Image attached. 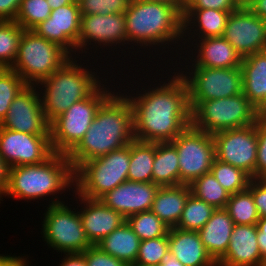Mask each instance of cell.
Instances as JSON below:
<instances>
[{"label":"cell","instance_id":"cell-1","mask_svg":"<svg viewBox=\"0 0 266 266\" xmlns=\"http://www.w3.org/2000/svg\"><path fill=\"white\" fill-rule=\"evenodd\" d=\"M127 97L133 110L135 140L172 142L191 125L188 87L180 72L160 87Z\"/></svg>","mask_w":266,"mask_h":266},{"label":"cell","instance_id":"cell-45","mask_svg":"<svg viewBox=\"0 0 266 266\" xmlns=\"http://www.w3.org/2000/svg\"><path fill=\"white\" fill-rule=\"evenodd\" d=\"M21 1L0 0V18L2 20H15Z\"/></svg>","mask_w":266,"mask_h":266},{"label":"cell","instance_id":"cell-41","mask_svg":"<svg viewBox=\"0 0 266 266\" xmlns=\"http://www.w3.org/2000/svg\"><path fill=\"white\" fill-rule=\"evenodd\" d=\"M257 130V162L254 179H266V118L260 114L255 122Z\"/></svg>","mask_w":266,"mask_h":266},{"label":"cell","instance_id":"cell-42","mask_svg":"<svg viewBox=\"0 0 266 266\" xmlns=\"http://www.w3.org/2000/svg\"><path fill=\"white\" fill-rule=\"evenodd\" d=\"M87 266H128L124 261L103 252L97 246H91L82 253Z\"/></svg>","mask_w":266,"mask_h":266},{"label":"cell","instance_id":"cell-51","mask_svg":"<svg viewBox=\"0 0 266 266\" xmlns=\"http://www.w3.org/2000/svg\"><path fill=\"white\" fill-rule=\"evenodd\" d=\"M160 266H184V265L169 253L167 257L161 262Z\"/></svg>","mask_w":266,"mask_h":266},{"label":"cell","instance_id":"cell-32","mask_svg":"<svg viewBox=\"0 0 266 266\" xmlns=\"http://www.w3.org/2000/svg\"><path fill=\"white\" fill-rule=\"evenodd\" d=\"M224 209L235 225H256L260 218L254 204L253 195L248 189L230 195Z\"/></svg>","mask_w":266,"mask_h":266},{"label":"cell","instance_id":"cell-23","mask_svg":"<svg viewBox=\"0 0 266 266\" xmlns=\"http://www.w3.org/2000/svg\"><path fill=\"white\" fill-rule=\"evenodd\" d=\"M243 94L261 114L266 109V50L242 59Z\"/></svg>","mask_w":266,"mask_h":266},{"label":"cell","instance_id":"cell-15","mask_svg":"<svg viewBox=\"0 0 266 266\" xmlns=\"http://www.w3.org/2000/svg\"><path fill=\"white\" fill-rule=\"evenodd\" d=\"M36 87L26 85L19 92L0 127L34 135H50V123L44 115L41 95L36 92Z\"/></svg>","mask_w":266,"mask_h":266},{"label":"cell","instance_id":"cell-34","mask_svg":"<svg viewBox=\"0 0 266 266\" xmlns=\"http://www.w3.org/2000/svg\"><path fill=\"white\" fill-rule=\"evenodd\" d=\"M216 209L203 200L190 194L176 228L199 231Z\"/></svg>","mask_w":266,"mask_h":266},{"label":"cell","instance_id":"cell-30","mask_svg":"<svg viewBox=\"0 0 266 266\" xmlns=\"http://www.w3.org/2000/svg\"><path fill=\"white\" fill-rule=\"evenodd\" d=\"M156 143L133 140L130 143L128 181L152 182Z\"/></svg>","mask_w":266,"mask_h":266},{"label":"cell","instance_id":"cell-47","mask_svg":"<svg viewBox=\"0 0 266 266\" xmlns=\"http://www.w3.org/2000/svg\"><path fill=\"white\" fill-rule=\"evenodd\" d=\"M60 266H87L85 257L82 253L66 254Z\"/></svg>","mask_w":266,"mask_h":266},{"label":"cell","instance_id":"cell-35","mask_svg":"<svg viewBox=\"0 0 266 266\" xmlns=\"http://www.w3.org/2000/svg\"><path fill=\"white\" fill-rule=\"evenodd\" d=\"M24 30L15 20L0 23V65L4 68L13 66Z\"/></svg>","mask_w":266,"mask_h":266},{"label":"cell","instance_id":"cell-19","mask_svg":"<svg viewBox=\"0 0 266 266\" xmlns=\"http://www.w3.org/2000/svg\"><path fill=\"white\" fill-rule=\"evenodd\" d=\"M91 41L100 46H102L101 43L103 46L108 45V47L110 44L119 45L121 42L122 45L126 44L125 15L123 13L81 15L79 50Z\"/></svg>","mask_w":266,"mask_h":266},{"label":"cell","instance_id":"cell-20","mask_svg":"<svg viewBox=\"0 0 266 266\" xmlns=\"http://www.w3.org/2000/svg\"><path fill=\"white\" fill-rule=\"evenodd\" d=\"M85 207L79 215L85 235L92 246H97L106 236L126 222V218L106 206L99 199H89L78 195Z\"/></svg>","mask_w":266,"mask_h":266},{"label":"cell","instance_id":"cell-5","mask_svg":"<svg viewBox=\"0 0 266 266\" xmlns=\"http://www.w3.org/2000/svg\"><path fill=\"white\" fill-rule=\"evenodd\" d=\"M81 67L82 65H78L72 57L59 70L39 83L45 88L41 104L49 123L75 102L88 98L101 86L95 72Z\"/></svg>","mask_w":266,"mask_h":266},{"label":"cell","instance_id":"cell-13","mask_svg":"<svg viewBox=\"0 0 266 266\" xmlns=\"http://www.w3.org/2000/svg\"><path fill=\"white\" fill-rule=\"evenodd\" d=\"M212 136L216 159L240 168L254 178L258 148L256 125L222 130Z\"/></svg>","mask_w":266,"mask_h":266},{"label":"cell","instance_id":"cell-28","mask_svg":"<svg viewBox=\"0 0 266 266\" xmlns=\"http://www.w3.org/2000/svg\"><path fill=\"white\" fill-rule=\"evenodd\" d=\"M230 13L229 11L214 9H183V33H188L186 30L192 29L197 25V31L199 30L196 34L197 36L199 34L197 39L223 36Z\"/></svg>","mask_w":266,"mask_h":266},{"label":"cell","instance_id":"cell-46","mask_svg":"<svg viewBox=\"0 0 266 266\" xmlns=\"http://www.w3.org/2000/svg\"><path fill=\"white\" fill-rule=\"evenodd\" d=\"M258 233H257V240L259 250L261 252L262 258H266V217L259 218L258 222L256 223Z\"/></svg>","mask_w":266,"mask_h":266},{"label":"cell","instance_id":"cell-31","mask_svg":"<svg viewBox=\"0 0 266 266\" xmlns=\"http://www.w3.org/2000/svg\"><path fill=\"white\" fill-rule=\"evenodd\" d=\"M191 194L215 209H223L230 194L219 184L211 172L195 179L190 185Z\"/></svg>","mask_w":266,"mask_h":266},{"label":"cell","instance_id":"cell-59","mask_svg":"<svg viewBox=\"0 0 266 266\" xmlns=\"http://www.w3.org/2000/svg\"><path fill=\"white\" fill-rule=\"evenodd\" d=\"M74 1L79 4L82 0H74Z\"/></svg>","mask_w":266,"mask_h":266},{"label":"cell","instance_id":"cell-38","mask_svg":"<svg viewBox=\"0 0 266 266\" xmlns=\"http://www.w3.org/2000/svg\"><path fill=\"white\" fill-rule=\"evenodd\" d=\"M26 85L21 76L10 68H5L0 73V123L15 97Z\"/></svg>","mask_w":266,"mask_h":266},{"label":"cell","instance_id":"cell-40","mask_svg":"<svg viewBox=\"0 0 266 266\" xmlns=\"http://www.w3.org/2000/svg\"><path fill=\"white\" fill-rule=\"evenodd\" d=\"M130 0H82L80 5L81 15L112 13H125Z\"/></svg>","mask_w":266,"mask_h":266},{"label":"cell","instance_id":"cell-37","mask_svg":"<svg viewBox=\"0 0 266 266\" xmlns=\"http://www.w3.org/2000/svg\"><path fill=\"white\" fill-rule=\"evenodd\" d=\"M47 0H22L15 21L25 30H32L51 14Z\"/></svg>","mask_w":266,"mask_h":266},{"label":"cell","instance_id":"cell-9","mask_svg":"<svg viewBox=\"0 0 266 266\" xmlns=\"http://www.w3.org/2000/svg\"><path fill=\"white\" fill-rule=\"evenodd\" d=\"M106 89L99 86L88 98L75 102L50 123L54 153L68 155L79 144L93 122L99 106L111 94L109 89Z\"/></svg>","mask_w":266,"mask_h":266},{"label":"cell","instance_id":"cell-7","mask_svg":"<svg viewBox=\"0 0 266 266\" xmlns=\"http://www.w3.org/2000/svg\"><path fill=\"white\" fill-rule=\"evenodd\" d=\"M70 58L56 43L38 36L33 30H24L16 60L10 69L17 72L27 85L40 86L42 80L59 70Z\"/></svg>","mask_w":266,"mask_h":266},{"label":"cell","instance_id":"cell-44","mask_svg":"<svg viewBox=\"0 0 266 266\" xmlns=\"http://www.w3.org/2000/svg\"><path fill=\"white\" fill-rule=\"evenodd\" d=\"M248 190L253 195L259 217H266V179L252 178Z\"/></svg>","mask_w":266,"mask_h":266},{"label":"cell","instance_id":"cell-58","mask_svg":"<svg viewBox=\"0 0 266 266\" xmlns=\"http://www.w3.org/2000/svg\"><path fill=\"white\" fill-rule=\"evenodd\" d=\"M5 68L0 65V73L4 70Z\"/></svg>","mask_w":266,"mask_h":266},{"label":"cell","instance_id":"cell-11","mask_svg":"<svg viewBox=\"0 0 266 266\" xmlns=\"http://www.w3.org/2000/svg\"><path fill=\"white\" fill-rule=\"evenodd\" d=\"M171 143L178 152L180 184L190 185L210 172L216 158L212 134L190 125Z\"/></svg>","mask_w":266,"mask_h":266},{"label":"cell","instance_id":"cell-27","mask_svg":"<svg viewBox=\"0 0 266 266\" xmlns=\"http://www.w3.org/2000/svg\"><path fill=\"white\" fill-rule=\"evenodd\" d=\"M140 242L141 240L126 221L106 236L97 247L129 266L136 262Z\"/></svg>","mask_w":266,"mask_h":266},{"label":"cell","instance_id":"cell-56","mask_svg":"<svg viewBox=\"0 0 266 266\" xmlns=\"http://www.w3.org/2000/svg\"><path fill=\"white\" fill-rule=\"evenodd\" d=\"M129 266H155V265H141V264L134 263Z\"/></svg>","mask_w":266,"mask_h":266},{"label":"cell","instance_id":"cell-16","mask_svg":"<svg viewBox=\"0 0 266 266\" xmlns=\"http://www.w3.org/2000/svg\"><path fill=\"white\" fill-rule=\"evenodd\" d=\"M223 37L242 58L266 50V21L248 7L230 13Z\"/></svg>","mask_w":266,"mask_h":266},{"label":"cell","instance_id":"cell-10","mask_svg":"<svg viewBox=\"0 0 266 266\" xmlns=\"http://www.w3.org/2000/svg\"><path fill=\"white\" fill-rule=\"evenodd\" d=\"M51 202L42 226L45 241L64 254L83 253L92 245L85 235L79 212L71 211L62 201Z\"/></svg>","mask_w":266,"mask_h":266},{"label":"cell","instance_id":"cell-26","mask_svg":"<svg viewBox=\"0 0 266 266\" xmlns=\"http://www.w3.org/2000/svg\"><path fill=\"white\" fill-rule=\"evenodd\" d=\"M190 194L189 185L160 186L150 211L169 228L176 227Z\"/></svg>","mask_w":266,"mask_h":266},{"label":"cell","instance_id":"cell-36","mask_svg":"<svg viewBox=\"0 0 266 266\" xmlns=\"http://www.w3.org/2000/svg\"><path fill=\"white\" fill-rule=\"evenodd\" d=\"M141 241L168 236L169 227L153 212H140L126 219Z\"/></svg>","mask_w":266,"mask_h":266},{"label":"cell","instance_id":"cell-49","mask_svg":"<svg viewBox=\"0 0 266 266\" xmlns=\"http://www.w3.org/2000/svg\"><path fill=\"white\" fill-rule=\"evenodd\" d=\"M8 166L2 161L0 157V200L5 194L8 183Z\"/></svg>","mask_w":266,"mask_h":266},{"label":"cell","instance_id":"cell-39","mask_svg":"<svg viewBox=\"0 0 266 266\" xmlns=\"http://www.w3.org/2000/svg\"><path fill=\"white\" fill-rule=\"evenodd\" d=\"M169 254L168 236L147 239L140 242L137 264L160 266Z\"/></svg>","mask_w":266,"mask_h":266},{"label":"cell","instance_id":"cell-12","mask_svg":"<svg viewBox=\"0 0 266 266\" xmlns=\"http://www.w3.org/2000/svg\"><path fill=\"white\" fill-rule=\"evenodd\" d=\"M192 68L190 76L181 72L188 87L191 110L200 101L215 100L243 93L241 67L204 68L194 65Z\"/></svg>","mask_w":266,"mask_h":266},{"label":"cell","instance_id":"cell-53","mask_svg":"<svg viewBox=\"0 0 266 266\" xmlns=\"http://www.w3.org/2000/svg\"><path fill=\"white\" fill-rule=\"evenodd\" d=\"M130 1H135V0H130ZM145 1L161 2V3L176 5L181 11H183L185 3V0H145Z\"/></svg>","mask_w":266,"mask_h":266},{"label":"cell","instance_id":"cell-25","mask_svg":"<svg viewBox=\"0 0 266 266\" xmlns=\"http://www.w3.org/2000/svg\"><path fill=\"white\" fill-rule=\"evenodd\" d=\"M198 41L200 44L196 43L197 46H195L199 47L198 55L192 66L204 68H236L241 66L243 58L223 36L203 38Z\"/></svg>","mask_w":266,"mask_h":266},{"label":"cell","instance_id":"cell-60","mask_svg":"<svg viewBox=\"0 0 266 266\" xmlns=\"http://www.w3.org/2000/svg\"><path fill=\"white\" fill-rule=\"evenodd\" d=\"M263 266H266V258L264 259V263H263Z\"/></svg>","mask_w":266,"mask_h":266},{"label":"cell","instance_id":"cell-50","mask_svg":"<svg viewBox=\"0 0 266 266\" xmlns=\"http://www.w3.org/2000/svg\"><path fill=\"white\" fill-rule=\"evenodd\" d=\"M25 258L0 255V266H18Z\"/></svg>","mask_w":266,"mask_h":266},{"label":"cell","instance_id":"cell-22","mask_svg":"<svg viewBox=\"0 0 266 266\" xmlns=\"http://www.w3.org/2000/svg\"><path fill=\"white\" fill-rule=\"evenodd\" d=\"M169 253L184 266H217L206 251L198 231L172 227L168 232Z\"/></svg>","mask_w":266,"mask_h":266},{"label":"cell","instance_id":"cell-8","mask_svg":"<svg viewBox=\"0 0 266 266\" xmlns=\"http://www.w3.org/2000/svg\"><path fill=\"white\" fill-rule=\"evenodd\" d=\"M259 111L241 93L231 97L200 101L191 110V125L214 134L255 124Z\"/></svg>","mask_w":266,"mask_h":266},{"label":"cell","instance_id":"cell-2","mask_svg":"<svg viewBox=\"0 0 266 266\" xmlns=\"http://www.w3.org/2000/svg\"><path fill=\"white\" fill-rule=\"evenodd\" d=\"M114 94L101 103L88 131L67 155L74 171L82 163L107 155L135 140L133 110L128 97Z\"/></svg>","mask_w":266,"mask_h":266},{"label":"cell","instance_id":"cell-18","mask_svg":"<svg viewBox=\"0 0 266 266\" xmlns=\"http://www.w3.org/2000/svg\"><path fill=\"white\" fill-rule=\"evenodd\" d=\"M159 187L153 182L127 180L99 200L127 219L131 215L150 211Z\"/></svg>","mask_w":266,"mask_h":266},{"label":"cell","instance_id":"cell-24","mask_svg":"<svg viewBox=\"0 0 266 266\" xmlns=\"http://www.w3.org/2000/svg\"><path fill=\"white\" fill-rule=\"evenodd\" d=\"M234 225L224 208L216 209L210 219L198 231L206 251L216 263L226 253Z\"/></svg>","mask_w":266,"mask_h":266},{"label":"cell","instance_id":"cell-33","mask_svg":"<svg viewBox=\"0 0 266 266\" xmlns=\"http://www.w3.org/2000/svg\"><path fill=\"white\" fill-rule=\"evenodd\" d=\"M210 172L230 195L248 189L252 179L244 170L217 160L216 158Z\"/></svg>","mask_w":266,"mask_h":266},{"label":"cell","instance_id":"cell-54","mask_svg":"<svg viewBox=\"0 0 266 266\" xmlns=\"http://www.w3.org/2000/svg\"><path fill=\"white\" fill-rule=\"evenodd\" d=\"M236 5L241 8V7H248L253 0H233Z\"/></svg>","mask_w":266,"mask_h":266},{"label":"cell","instance_id":"cell-4","mask_svg":"<svg viewBox=\"0 0 266 266\" xmlns=\"http://www.w3.org/2000/svg\"><path fill=\"white\" fill-rule=\"evenodd\" d=\"M72 184H75L74 170L67 155L53 153L39 164L10 167L5 196L37 199L59 193Z\"/></svg>","mask_w":266,"mask_h":266},{"label":"cell","instance_id":"cell-17","mask_svg":"<svg viewBox=\"0 0 266 266\" xmlns=\"http://www.w3.org/2000/svg\"><path fill=\"white\" fill-rule=\"evenodd\" d=\"M81 28V10L76 2L51 11L50 16L32 30L46 40L56 43L70 56L78 50V38ZM71 51V52H70Z\"/></svg>","mask_w":266,"mask_h":266},{"label":"cell","instance_id":"cell-55","mask_svg":"<svg viewBox=\"0 0 266 266\" xmlns=\"http://www.w3.org/2000/svg\"><path fill=\"white\" fill-rule=\"evenodd\" d=\"M27 263L26 259H24L18 266H28L29 264Z\"/></svg>","mask_w":266,"mask_h":266},{"label":"cell","instance_id":"cell-3","mask_svg":"<svg viewBox=\"0 0 266 266\" xmlns=\"http://www.w3.org/2000/svg\"><path fill=\"white\" fill-rule=\"evenodd\" d=\"M124 15L128 43L150 47L186 37L182 11L176 5L135 0L130 1Z\"/></svg>","mask_w":266,"mask_h":266},{"label":"cell","instance_id":"cell-14","mask_svg":"<svg viewBox=\"0 0 266 266\" xmlns=\"http://www.w3.org/2000/svg\"><path fill=\"white\" fill-rule=\"evenodd\" d=\"M53 153L50 135H34L0 127V157L8 168L39 164Z\"/></svg>","mask_w":266,"mask_h":266},{"label":"cell","instance_id":"cell-43","mask_svg":"<svg viewBox=\"0 0 266 266\" xmlns=\"http://www.w3.org/2000/svg\"><path fill=\"white\" fill-rule=\"evenodd\" d=\"M238 8L233 0H185L183 9H214L233 12Z\"/></svg>","mask_w":266,"mask_h":266},{"label":"cell","instance_id":"cell-57","mask_svg":"<svg viewBox=\"0 0 266 266\" xmlns=\"http://www.w3.org/2000/svg\"><path fill=\"white\" fill-rule=\"evenodd\" d=\"M261 114L266 118V109Z\"/></svg>","mask_w":266,"mask_h":266},{"label":"cell","instance_id":"cell-48","mask_svg":"<svg viewBox=\"0 0 266 266\" xmlns=\"http://www.w3.org/2000/svg\"><path fill=\"white\" fill-rule=\"evenodd\" d=\"M248 8L256 16L266 21V0H253Z\"/></svg>","mask_w":266,"mask_h":266},{"label":"cell","instance_id":"cell-21","mask_svg":"<svg viewBox=\"0 0 266 266\" xmlns=\"http://www.w3.org/2000/svg\"><path fill=\"white\" fill-rule=\"evenodd\" d=\"M256 225H234L225 255L217 266H263Z\"/></svg>","mask_w":266,"mask_h":266},{"label":"cell","instance_id":"cell-52","mask_svg":"<svg viewBox=\"0 0 266 266\" xmlns=\"http://www.w3.org/2000/svg\"><path fill=\"white\" fill-rule=\"evenodd\" d=\"M48 5L51 7L52 10L57 9L59 7L72 4L74 0H47Z\"/></svg>","mask_w":266,"mask_h":266},{"label":"cell","instance_id":"cell-29","mask_svg":"<svg viewBox=\"0 0 266 266\" xmlns=\"http://www.w3.org/2000/svg\"><path fill=\"white\" fill-rule=\"evenodd\" d=\"M152 182L159 186L180 185L178 152L171 142L156 143Z\"/></svg>","mask_w":266,"mask_h":266},{"label":"cell","instance_id":"cell-6","mask_svg":"<svg viewBox=\"0 0 266 266\" xmlns=\"http://www.w3.org/2000/svg\"><path fill=\"white\" fill-rule=\"evenodd\" d=\"M129 165L130 144L82 163L74 171L75 195L100 199L128 180Z\"/></svg>","mask_w":266,"mask_h":266}]
</instances>
